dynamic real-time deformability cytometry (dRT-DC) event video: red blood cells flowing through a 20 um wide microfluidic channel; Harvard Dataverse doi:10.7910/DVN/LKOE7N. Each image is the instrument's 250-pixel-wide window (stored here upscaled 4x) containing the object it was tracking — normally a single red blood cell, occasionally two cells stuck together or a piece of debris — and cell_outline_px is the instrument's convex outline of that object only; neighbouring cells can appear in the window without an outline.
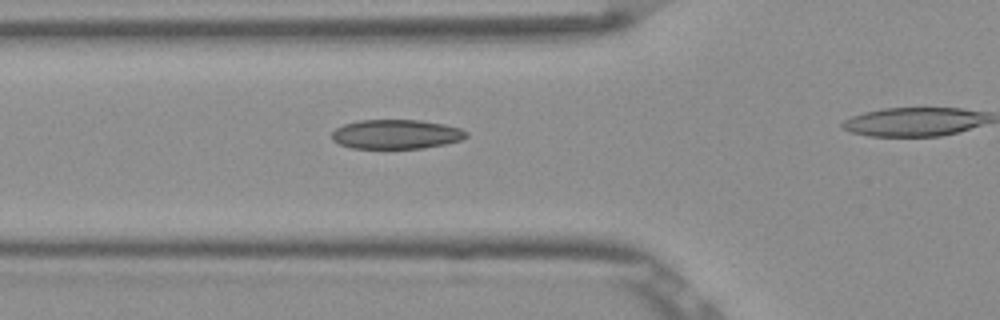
{"species": "Egyptian fruit bat (a non-hibernating species)", "species_latin": "Rousettus aegyptiacus", "temperature_condition": "room temperature", "stored_images_in_passage": 28, "camera_frame_rate_fps": 3000, "um_per_image_px": 0.085, "frame": {"image": 1, "passage_image": 14, "time_ms": 4.333, "image_size_px": [1000, 320], "cell_outline_px": [[468, 136], [460, 140], [444, 144], [424, 148], [352, 148], [340, 144], [332, 140], [332, 132], [336, 128], [344, 124], [360, 120], [420, 120], [444, 124], [460, 128], [468, 132]], "centroid_in_image_um": [33.68, 11.4], "position_along_channel_um": 92.1, "area_um2": 22.95}}
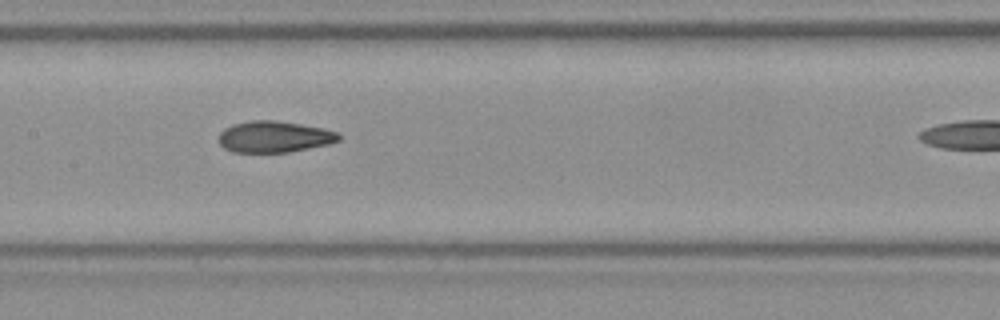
{"frame": {"image": 2, "passage_image": 21, "time_ms": 6.667, "image_size_px": [1000, 320], "cell_outline_px": [[340, 140], [328, 144], [288, 152], [232, 152], [224, 148], [220, 144], [220, 132], [224, 128], [232, 124], [252, 120], [276, 120], [324, 128], [336, 132], [340, 136]], "centroid_in_image_um": [23.29, 11.62], "position_along_channel_um": 184.1, "area_um2": 21.85}}
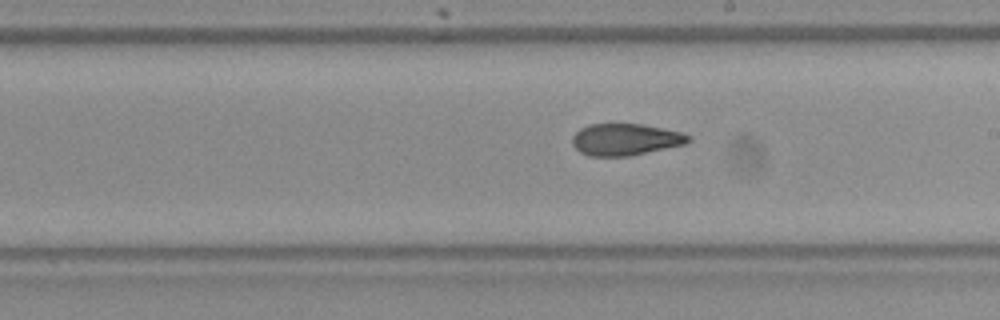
{"frame": {"image": 3, "passage_image": 25, "time_ms": 8.0, "image_size_px": [1000, 320], "cell_outline_px": [[692, 140], [684, 144], [628, 156], [588, 156], [580, 152], [572, 144], [572, 136], [580, 128], [588, 124], [644, 124], [680, 132], [692, 136]], "centroid_in_image_um": [53.14, 11.85], "position_along_channel_um": 235.9, "area_um2": 21.44}}